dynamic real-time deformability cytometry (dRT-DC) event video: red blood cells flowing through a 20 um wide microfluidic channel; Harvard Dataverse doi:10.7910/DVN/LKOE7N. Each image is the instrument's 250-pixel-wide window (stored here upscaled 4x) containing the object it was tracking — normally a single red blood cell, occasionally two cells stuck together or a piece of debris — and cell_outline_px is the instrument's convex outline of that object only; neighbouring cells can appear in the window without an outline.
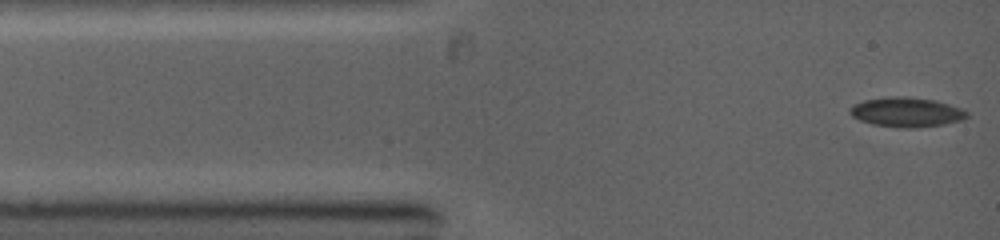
{"species": "common noctule bat (a hibernating species)", "species_latin": "Nyctalus noctula", "temperature_condition": "warm", "stored_images_in_passage": 3, "camera_frame_rate_fps": 5000, "um_per_image_px": 0.085, "animal": {"sex": "female", "body_mass_g": 19.0, "forearm_length_mm": 53.3}, "frame": {"image": 1, "passage_image": 1, "time_ms": 0.0, "image_size_px": [1000, 240], "cell_outline_px": [[968, 116], [964, 120], [944, 124], [916, 128], [900, 128], [872, 124], [860, 120], [852, 116], [848, 112], [848, 108], [864, 100], [892, 96], [908, 96], [936, 100], [960, 108], [968, 112]], "centroid_in_image_um": [77.06, 9.53], "position_along_channel_um": 7.9, "area_um2": 20.35}}
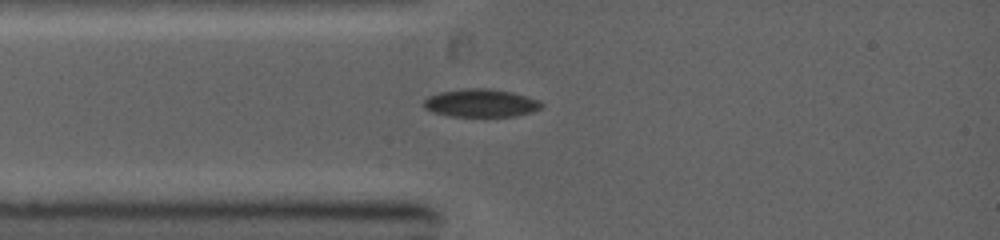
{"frame": {"image": 2, "passage_image": 3, "time_ms": 2.0, "image_size_px": [1000, 240], "cell_outline_px": [[544, 108], [532, 112], [512, 116], [452, 116], [432, 112], [424, 108], [424, 100], [428, 96], [440, 92], [464, 88], [488, 88], [512, 92], [540, 100], [544, 104]], "centroid_in_image_um": [40.9, 8.75], "position_along_channel_um": 44.1, "area_um2": 19.31}}